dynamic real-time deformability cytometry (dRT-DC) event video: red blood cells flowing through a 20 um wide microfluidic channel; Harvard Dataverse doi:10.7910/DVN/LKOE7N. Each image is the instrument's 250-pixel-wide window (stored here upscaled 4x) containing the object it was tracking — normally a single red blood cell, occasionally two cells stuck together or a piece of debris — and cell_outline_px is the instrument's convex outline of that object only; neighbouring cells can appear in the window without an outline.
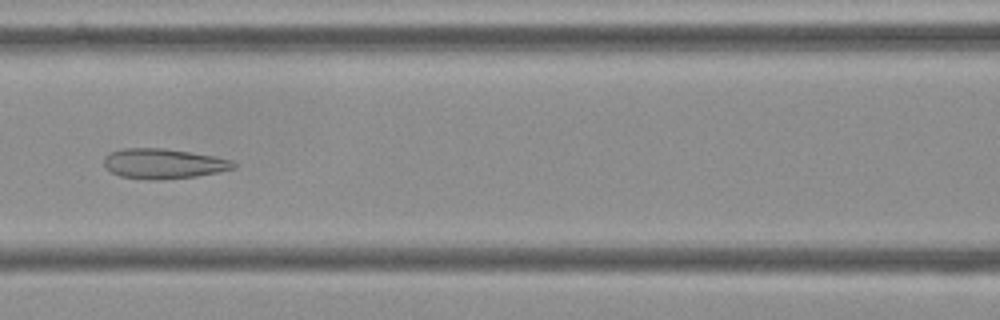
{"species": "Egyptian fruit bat (a non-hibernating species)", "species_latin": "Rousettus aegyptiacus", "temperature_condition": "cold", "stored_images_in_passage": 47, "camera_frame_rate_fps": 3000, "um_per_image_px": 0.085, "frame": {"image": 1, "passage_image": 16, "time_ms": 5.0, "image_size_px": [1000, 320], "cell_outline_px": [[236, 168], [196, 176], [164, 180], [152, 180], [120, 176], [104, 168], [104, 156], [108, 152], [120, 148], [164, 148], [212, 156], [232, 160], [236, 164]], "centroid_in_image_um": [13.83, 13.91], "position_along_channel_um": 152.8, "area_um2": 22.77}}
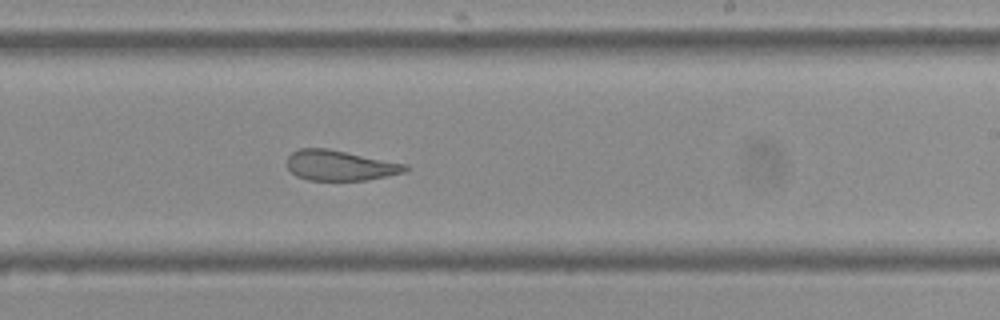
{"frame": {"image": 2, "passage_image": 25, "time_ms": 8.0, "image_size_px": [1000, 320], "cell_outline_px": [[408, 168], [404, 172], [388, 176], [368, 180], [308, 180], [296, 176], [288, 168], [288, 156], [292, 152], [300, 148], [328, 148], [408, 164]], "centroid_in_image_um": [28.92, 14.06], "position_along_channel_um": 260.1, "area_um2": 20.92}}
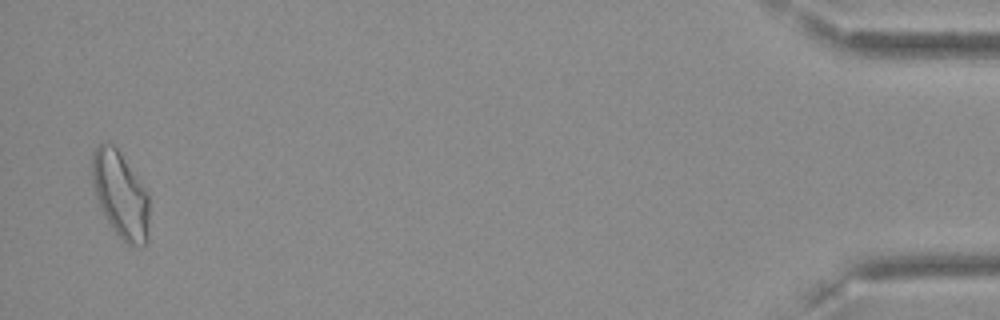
{"frame": {"image": 3, "passage_image": 46, "time_ms": 15.0, "image_size_px": [1000, 320], "cell_outline_px": [[148, 244], [140, 248], [128, 244], [120, 240], [104, 216], [96, 196], [92, 184], [92, 152], [100, 144], [108, 140], [120, 152], [148, 192]], "centroid_in_image_um": [10.24, 16.59], "position_along_channel_um": 425.0, "area_um2": 29.07}, "authors_computed_cell_mechanics": {"area_um2": 23.8714, "velocity_mm_per_s": 3.591, "shape_relaxation_time_tau1_ms": null, "shape_relaxation_time_tau2_ms": 1.5389, "deformation_change_tau1": null, "deformation_change_tau2": 0.098}}